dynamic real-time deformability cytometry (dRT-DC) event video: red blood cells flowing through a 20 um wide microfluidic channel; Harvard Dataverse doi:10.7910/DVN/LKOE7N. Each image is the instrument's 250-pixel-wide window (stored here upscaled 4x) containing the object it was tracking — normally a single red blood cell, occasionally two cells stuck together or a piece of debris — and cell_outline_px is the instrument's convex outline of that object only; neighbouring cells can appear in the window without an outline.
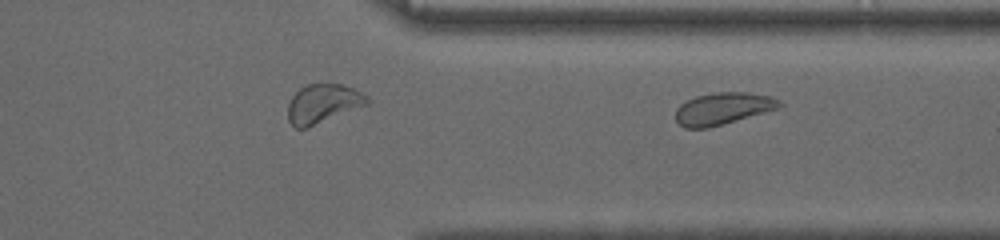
{"species": "common noctule bat (a hibernating species)", "species_latin": "Nyctalus noctula", "temperature_condition": "room temperature", "stored_images_in_passage": 23, "segment_of_instrument_passage": [2, 2], "camera_frame_rate_fps": 3000, "um_per_image_px": 0.085, "animal": {"sex": "male", "body_mass_g": 13.0, "forearm_length_mm": 53.1}, "frame": {"image": 1, "passage_image": 23, "time_ms": 7.333, "image_size_px": [1000, 240], "cell_outline_px": [[784, 104], [780, 108], [708, 128], [684, 128], [676, 120], [676, 108], [680, 104], [696, 96], [716, 92], [748, 92], [772, 96], [780, 100]], "centroid_in_image_um": [61.48, 9.22], "position_along_channel_um": 349.9, "area_um2": 19.42}}